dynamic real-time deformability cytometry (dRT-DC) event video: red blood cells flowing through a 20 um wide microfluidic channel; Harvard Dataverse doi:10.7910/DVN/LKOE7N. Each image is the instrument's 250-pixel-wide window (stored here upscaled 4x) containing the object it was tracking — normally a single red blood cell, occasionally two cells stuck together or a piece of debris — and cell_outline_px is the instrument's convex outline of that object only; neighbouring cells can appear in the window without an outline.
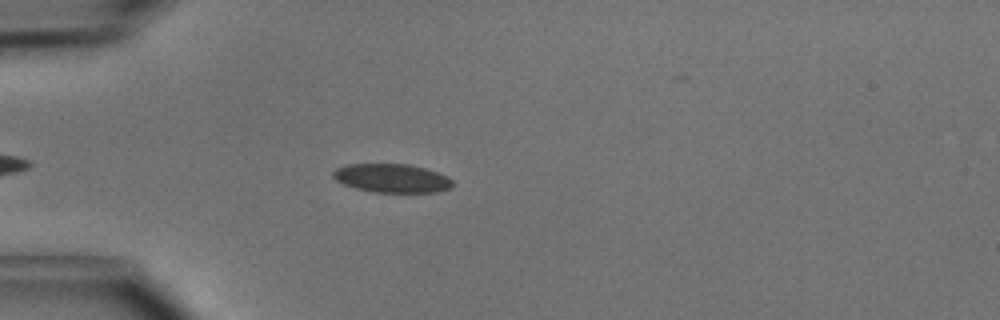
{"species": "common noctule bat (a hibernating species)", "species_latin": "Nyctalus noctula", "temperature_condition": "cold", "stored_images_in_passage": 40, "camera_frame_rate_fps": 3000, "um_per_image_px": 0.085, "animal": {"sex": "male", "body_mass_g": 15.6}, "frame": {"image": 1, "passage_image": 7, "time_ms": 2.0, "image_size_px": [1000, 320], "cell_outline_px": [[452, 188], [436, 192], [372, 192], [356, 188], [344, 184], [336, 180], [332, 176], [332, 172], [336, 168], [344, 164], [408, 164], [424, 168], [448, 176], [452, 180]], "centroid_in_image_um": [33.29, 15.14], "position_along_channel_um": 51.7, "area_um2": 20.0}}
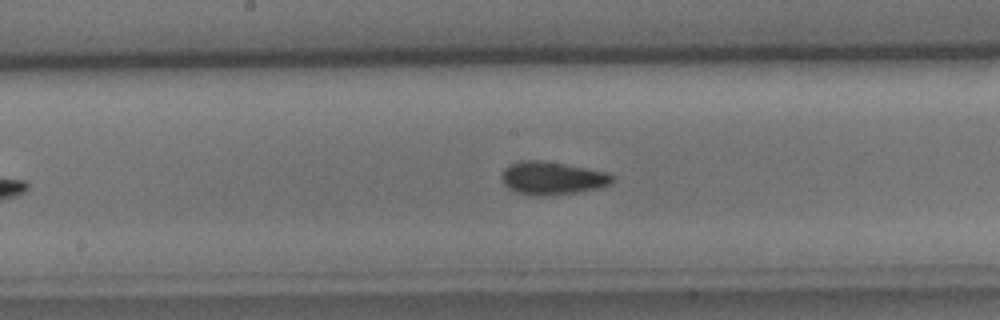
{"frame": {"image": 2, "passage_image": 19, "time_ms": 6.0, "image_size_px": [1000, 320], "cell_outline_px": [[612, 184], [600, 188], [576, 192], [544, 196], [536, 196], [516, 192], [508, 188], [504, 184], [500, 176], [504, 168], [520, 160], [536, 160], [564, 164], [608, 172], [612, 176]], "centroid_in_image_um": [46.92, 15.15], "position_along_channel_um": 201.3, "area_um2": 21.21}}
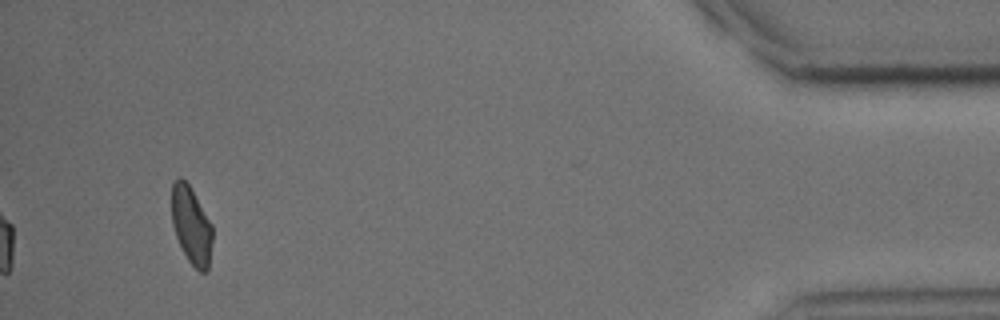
{"frame": {"image": 3, "passage_image": 40, "time_ms": 13.0, "image_size_px": [1000, 320], "cell_outline_px": [[212, 240], [208, 268], [204, 272], [200, 272], [188, 260], [176, 236], [172, 224], [172, 184], [180, 176], [188, 184], [212, 224]], "centroid_in_image_um": [16.26, 19.15], "position_along_channel_um": 418.9, "area_um2": 18.03}, "authors_computed_cell_mechanics": {"area_um2": 20.1433, "velocity_mm_per_s": 4.0508, "shape_relaxation_time_tau1_ms": 3.3092, "shape_relaxation_time_tau2_ms": 2.5999, "deformation_change_tau1": 0.0926, "deformation_change_tau2": 0.0747}}